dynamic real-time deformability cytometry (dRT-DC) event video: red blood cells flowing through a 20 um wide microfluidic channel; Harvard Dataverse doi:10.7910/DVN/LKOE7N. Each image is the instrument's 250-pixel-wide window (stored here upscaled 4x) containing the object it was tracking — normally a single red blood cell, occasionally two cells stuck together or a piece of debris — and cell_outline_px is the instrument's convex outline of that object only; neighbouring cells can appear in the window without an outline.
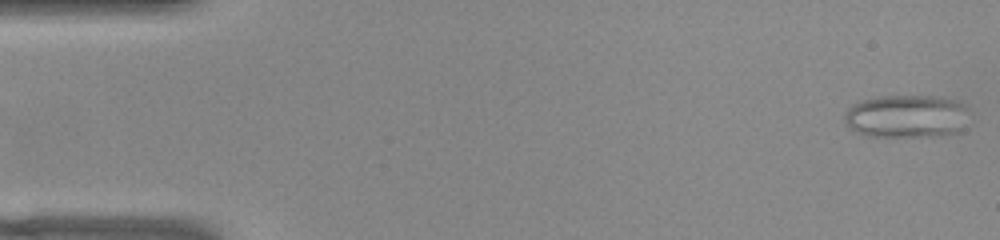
{"species": "common noctule bat (a hibernating species)", "species_latin": "Nyctalus noctula", "temperature_condition": "warm", "stored_images_in_passage": 52, "camera_frame_rate_fps": 3000, "um_per_image_px": 0.085, "animal": {"sex": "female", "body_mass_g": 22.0, "forearm_length_mm": 56.7}, "frame": {"image": 1, "passage_image": 1, "time_ms": 0.0, "image_size_px": [1000, 240], "cell_outline_px": [[964, 108], [960, 132], [940, 136], [864, 136], [848, 128], [844, 120], [844, 112], [852, 104], [860, 100], [876, 96], [936, 96], [956, 100], [964, 104]], "centroid_in_image_um": [76.93, 9.88], "position_along_channel_um": 8.1, "area_um2": 31.21}}
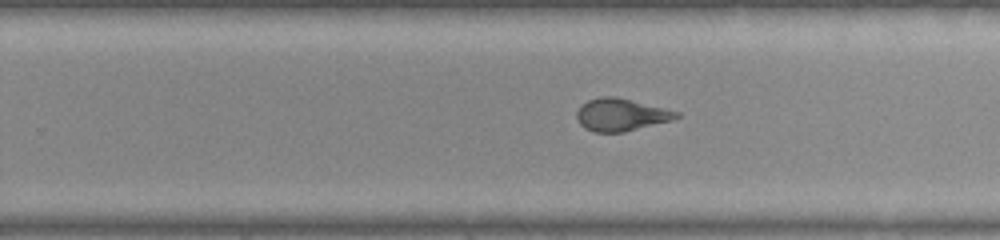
{"frame": {"image": 2, "passage_image": 32, "time_ms": 10.333, "image_size_px": [1000, 240], "cell_outline_px": [[680, 116], [672, 120], [624, 132], [592, 132], [584, 128], [580, 124], [576, 116], [576, 112], [580, 104], [588, 100], [600, 96], [616, 96], [680, 112]], "centroid_in_image_um": [52.75, 9.75], "position_along_channel_um": 277.1, "area_um2": 18.96}}
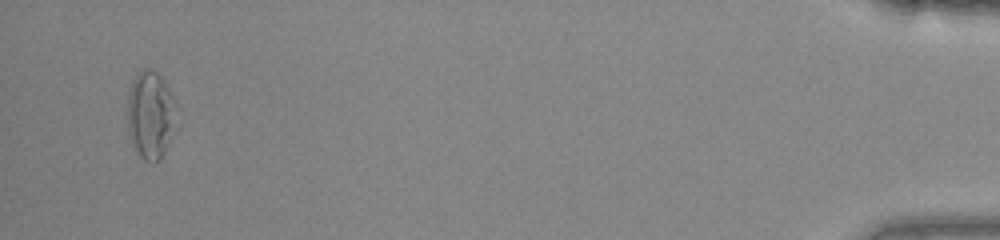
{"frame": {"image": 3, "passage_image": 50, "time_ms": 16.333, "image_size_px": [1000, 240], "cell_outline_px": [[180, 124], [160, 160], [152, 164], [144, 160], [140, 156], [128, 132], [128, 96], [132, 80], [136, 72], [144, 68], [148, 68], [156, 72], [164, 80], [176, 100]], "centroid_in_image_um": [12.88, 9.77], "position_along_channel_um": 422.3, "area_um2": 26.07}, "authors_computed_cell_mechanics": {"area_um2": 20.0277, "velocity_mm_per_s": 3.8705, "shape_relaxation_time_tau1_ms": null, "shape_relaxation_time_tau2_ms": 1.0887, "deformation_change_tau1": null, "deformation_change_tau2": 0.0967}}